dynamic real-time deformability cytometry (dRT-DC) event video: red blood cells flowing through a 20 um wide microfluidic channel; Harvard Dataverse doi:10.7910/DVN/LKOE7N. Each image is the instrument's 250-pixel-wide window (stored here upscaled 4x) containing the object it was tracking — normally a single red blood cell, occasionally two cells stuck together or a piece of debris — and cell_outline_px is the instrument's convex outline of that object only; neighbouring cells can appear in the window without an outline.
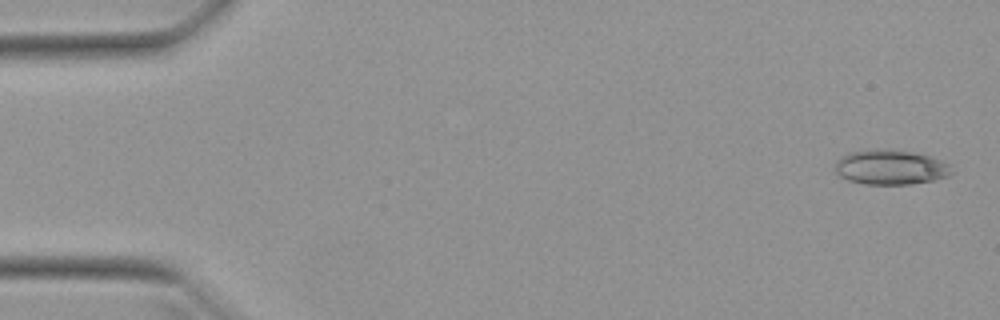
{"species": "Egyptian fruit bat (a non-hibernating species)", "species_latin": "Rousettus aegyptiacus", "temperature_condition": "warm", "stored_images_in_passage": 50, "camera_frame_rate_fps": 3000, "um_per_image_px": 0.085, "animal": {"sex": "female"}, "frame": {"image": 1, "passage_image": 1, "time_ms": 0.0, "image_size_px": [1000, 320], "cell_outline_px": [[952, 172], [948, 176], [932, 180], [908, 184], [864, 184], [848, 180], [840, 176], [836, 172], [836, 160], [848, 152], [876, 148], [912, 152], [928, 156], [940, 160], [948, 164]], "centroid_in_image_um": [75.65, 14.21], "position_along_channel_um": 9.4, "area_um2": 23.41}}
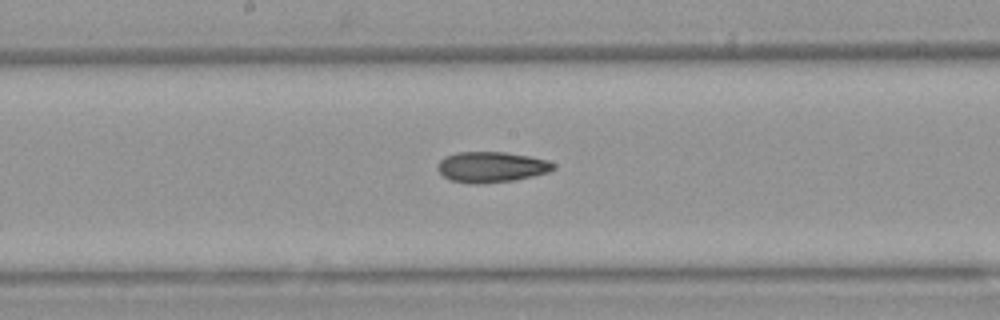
{"frame": {"image": 2, "passage_image": 26, "time_ms": 8.333, "image_size_px": [1000, 320], "cell_outline_px": [[556, 168], [548, 172], [516, 180], [480, 184], [472, 184], [452, 180], [444, 176], [436, 168], [436, 164], [444, 156], [456, 152], [504, 152], [528, 156], [548, 160], [556, 164]], "centroid_in_image_um": [41.76, 14.19], "position_along_channel_um": 206.4, "area_um2": 20.81}}
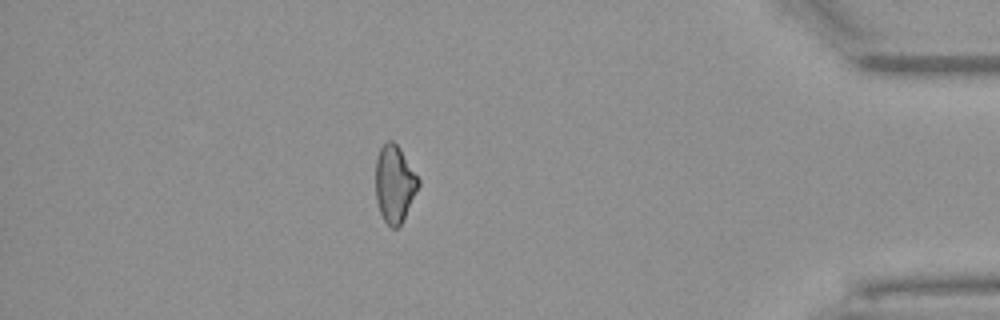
{"frame": {"image": 3, "passage_image": 44, "time_ms": 14.333, "image_size_px": [1000, 320], "cell_outline_px": [[420, 184], [400, 224], [396, 228], [392, 228], [384, 220], [380, 212], [376, 200], [376, 156], [380, 148], [388, 140], [392, 140], [400, 148], [420, 180]], "centroid_in_image_um": [33.52, 15.59], "position_along_channel_um": 401.7, "area_um2": 18.96}, "authors_computed_cell_mechanics": {"area_um2": 20.7502, "velocity_mm_per_s": 3.9785, "shape_relaxation_time_tau1_ms": null, "shape_relaxation_time_tau2_ms": 6.8691, "deformation_change_tau1": null, "deformation_change_tau2": 0.1506}}